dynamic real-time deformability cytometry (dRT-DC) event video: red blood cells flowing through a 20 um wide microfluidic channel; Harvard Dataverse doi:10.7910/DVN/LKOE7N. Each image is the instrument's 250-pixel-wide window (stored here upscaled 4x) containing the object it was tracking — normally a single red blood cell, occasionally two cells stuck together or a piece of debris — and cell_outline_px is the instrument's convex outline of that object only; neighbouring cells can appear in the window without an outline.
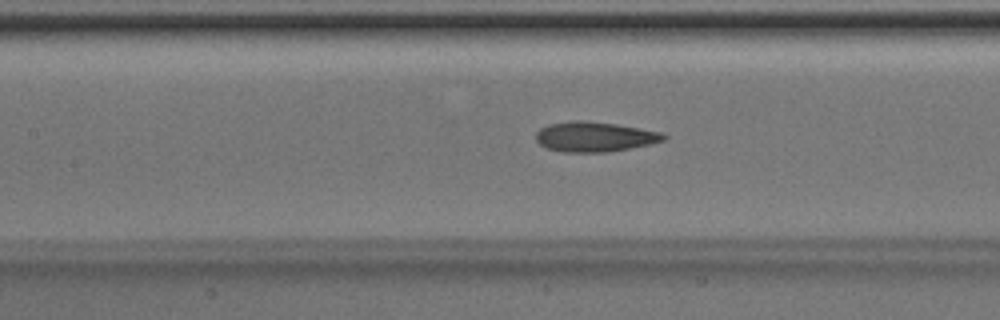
{"species": "Egyptian fruit bat (a non-hibernating species)", "species_latin": "Rousettus aegyptiacus", "temperature_condition": "room temperature", "stored_images_in_passage": 34, "segment_of_instrument_passage": [1, 2], "camera_frame_rate_fps": 3000, "um_per_image_px": 0.085, "animal": {"sex": "male"}, "frame": {"image": 1, "passage_image": 7, "time_ms": 2.0, "image_size_px": [1000, 320], "cell_outline_px": [[668, 136], [664, 140], [648, 144], [628, 148], [604, 152], [564, 152], [548, 148], [540, 144], [536, 140], [536, 132], [540, 128], [548, 124], [576, 120], [580, 120], [616, 124], [640, 128], [660, 132]], "centroid_in_image_um": [50.51, 11.61], "position_along_channel_um": 156.9, "area_um2": 22.02}}
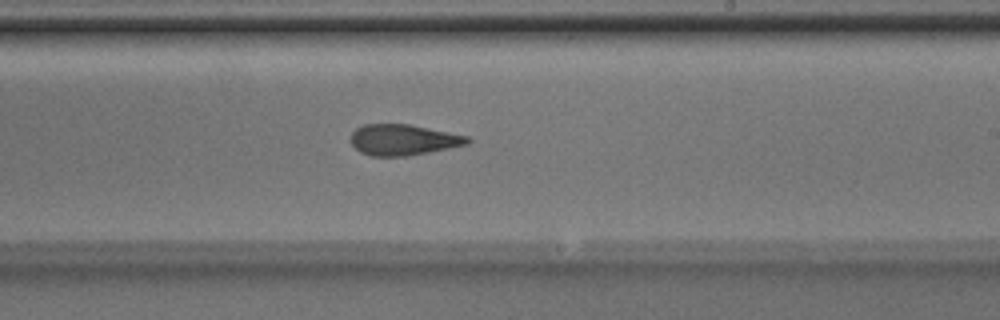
{"frame": {"image": 2, "passage_image": 14, "time_ms": 4.333, "image_size_px": [1000, 320], "cell_outline_px": [[472, 140], [468, 144], [428, 152], [404, 156], [372, 156], [360, 152], [352, 144], [352, 132], [356, 128], [364, 124], [408, 124], [468, 136]], "centroid_in_image_um": [34.27, 11.88], "position_along_channel_um": 254.7, "area_um2": 20.75}}
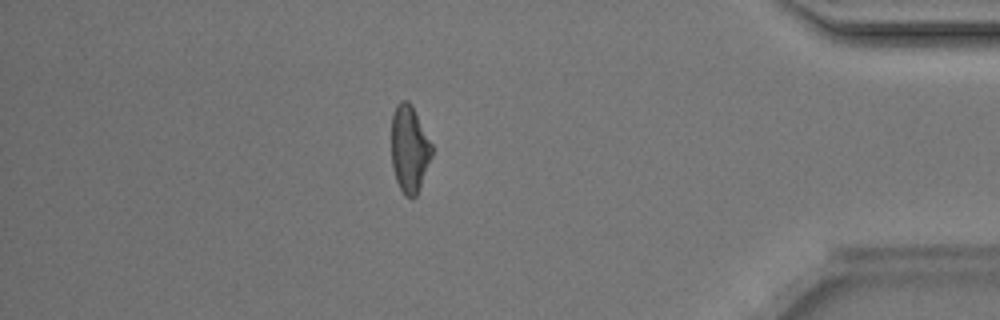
{"frame": {"image": 3, "passage_image": 27, "time_ms": 8.667, "image_size_px": [1000, 320], "cell_outline_px": [[432, 156], [416, 196], [404, 196], [396, 180], [392, 168], [392, 112], [396, 104], [400, 100], [408, 100], [412, 104], [432, 144]], "centroid_in_image_um": [34.79, 12.61], "position_along_channel_um": 400.4, "area_um2": 20.52}}